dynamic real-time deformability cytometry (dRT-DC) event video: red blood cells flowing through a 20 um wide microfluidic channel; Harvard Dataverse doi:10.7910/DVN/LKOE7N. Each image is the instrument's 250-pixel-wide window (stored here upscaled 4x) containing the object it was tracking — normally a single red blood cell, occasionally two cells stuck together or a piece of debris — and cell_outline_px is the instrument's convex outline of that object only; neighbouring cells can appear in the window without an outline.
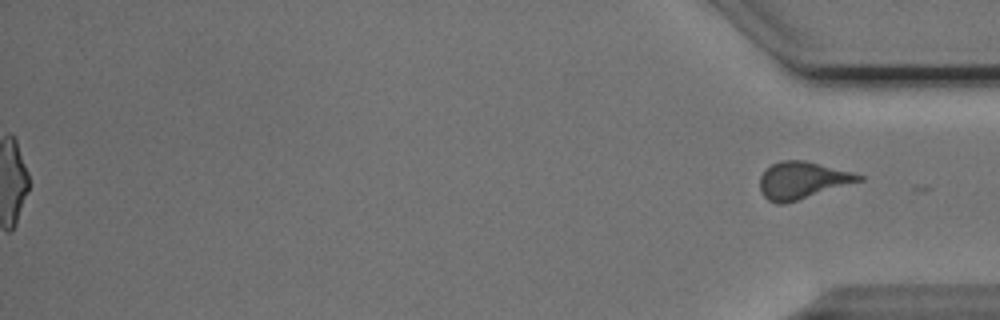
{"species": "Egyptian fruit bat (a non-hibernating species)", "species_latin": "Rousettus aegyptiacus", "temperature_condition": "cold", "stored_images_in_passage": 40, "segment_of_instrument_passage": [2, 2], "camera_frame_rate_fps": 3000, "um_per_image_px": 0.085, "animal": {"sex": "male"}, "frame": {"image": 1, "passage_image": 40, "time_ms": 13.0, "image_size_px": [1000, 320], "cell_outline_px": [[864, 180], [784, 204], [776, 204], [768, 200], [764, 196], [760, 188], [760, 176], [772, 164], [780, 160], [804, 160], [852, 172], [864, 176]], "centroid_in_image_um": [68.19, 15.33], "position_along_channel_um": 367.0, "area_um2": 21.21}}